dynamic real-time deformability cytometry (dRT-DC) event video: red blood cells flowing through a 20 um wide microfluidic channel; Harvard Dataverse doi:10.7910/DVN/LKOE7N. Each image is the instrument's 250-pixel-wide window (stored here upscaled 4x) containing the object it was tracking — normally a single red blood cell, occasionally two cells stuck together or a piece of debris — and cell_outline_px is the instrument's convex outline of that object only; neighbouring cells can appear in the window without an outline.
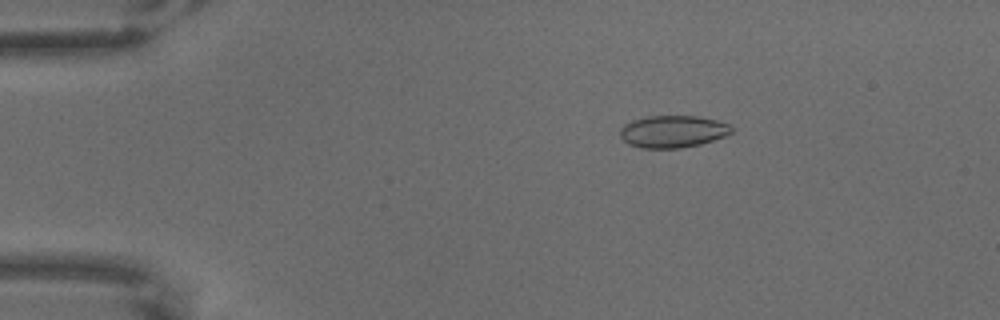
{"species": "common noctule bat (a hibernating species)", "species_latin": "Nyctalus noctula", "temperature_condition": "warm", "stored_images_in_passage": 10, "camera_frame_rate_fps": 3000, "um_per_image_px": 0.085, "animal": {"sex": "male", "body_mass_g": 18.8}, "frame": {"image": 1, "passage_image": 4, "time_ms": 1.0, "image_size_px": [1000, 320], "cell_outline_px": [[732, 132], [724, 136], [700, 144], [680, 148], [640, 148], [628, 144], [620, 136], [620, 128], [624, 124], [632, 120], [648, 116], [700, 116], [716, 120], [728, 124], [732, 128]], "centroid_in_image_um": [57.16, 11.17], "position_along_channel_um": 27.8, "area_um2": 20.87}}
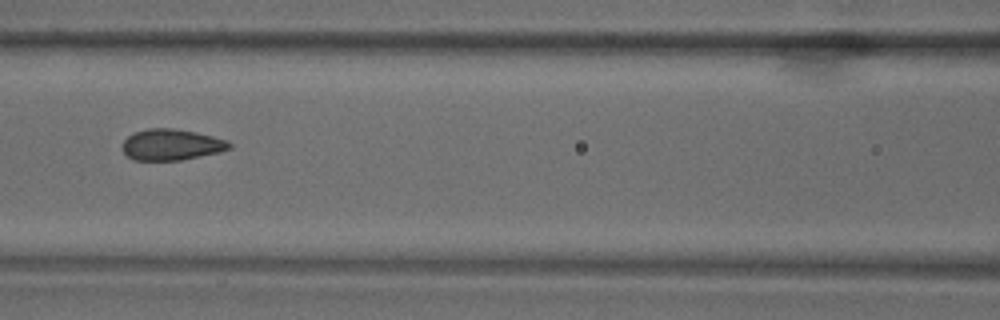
{"frame": {"image": 2, "passage_image": 9, "time_ms": 2.667, "image_size_px": [1000, 320], "cell_outline_px": [[232, 148], [220, 152], [180, 160], [132, 160], [120, 148], [120, 144], [128, 136], [136, 132], [148, 128], [172, 128], [196, 132], [228, 140], [232, 144]], "centroid_in_image_um": [14.56, 12.3], "position_along_channel_um": 152.0, "area_um2": 19.54}}
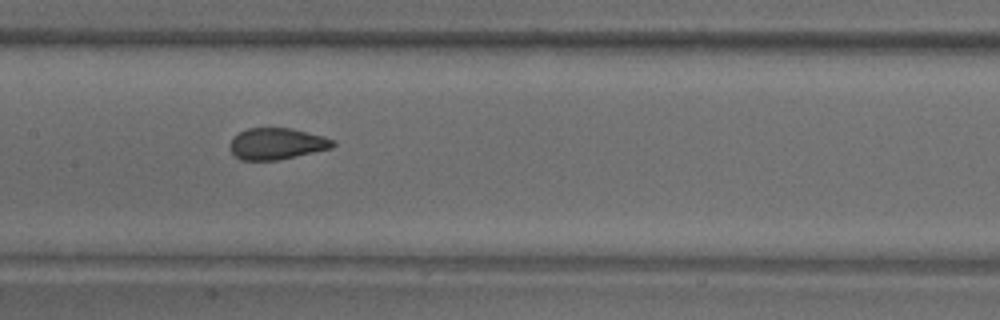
{"frame": {"image": 3, "passage_image": 10, "time_ms": 3.0, "image_size_px": [1000, 320], "cell_outline_px": [[336, 144], [332, 148], [280, 160], [240, 160], [232, 152], [228, 144], [240, 132], [248, 128], [292, 128], [324, 136], [336, 140]], "centroid_in_image_um": [23.57, 12.22], "position_along_channel_um": 183.8, "area_um2": 18.96}}